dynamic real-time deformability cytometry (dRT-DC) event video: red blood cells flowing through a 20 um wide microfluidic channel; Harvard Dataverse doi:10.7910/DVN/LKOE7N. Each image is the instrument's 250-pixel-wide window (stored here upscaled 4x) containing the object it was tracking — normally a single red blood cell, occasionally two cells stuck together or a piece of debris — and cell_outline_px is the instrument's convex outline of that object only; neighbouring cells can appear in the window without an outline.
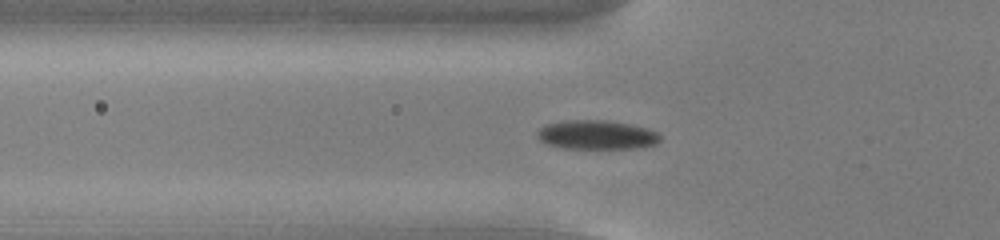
{"species": "common noctule bat (a hibernating species)", "species_latin": "Nyctalus noctula", "temperature_condition": "cold", "stored_images_in_passage": 56, "camera_frame_rate_fps": 3000, "um_per_image_px": 0.085, "animal": {"sex": "male", "body_mass_g": 13.0, "forearm_length_mm": 53.1}, "frame": {"image": 1, "passage_image": 20, "time_ms": 6.333, "image_size_px": [1000, 240], "cell_outline_px": [[660, 140], [656, 144], [636, 148], [564, 148], [548, 144], [540, 140], [536, 132], [540, 128], [548, 124], [564, 120], [608, 120], [648, 128], [656, 132], [660, 136]], "centroid_in_image_um": [50.72, 11.45], "position_along_channel_um": 75.1, "area_um2": 20.69}}
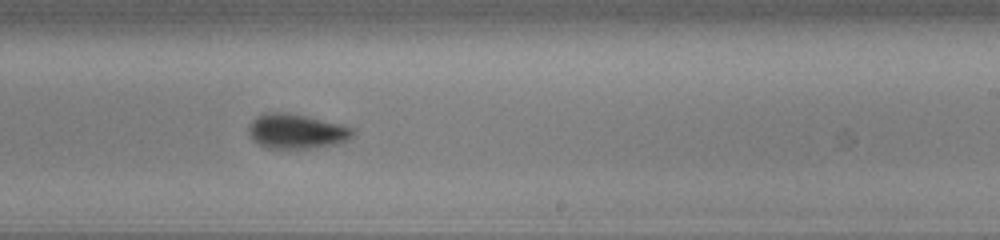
{"frame": {"image": 2, "passage_image": 35, "time_ms": 11.333, "image_size_px": [1000, 240], "cell_outline_px": [[356, 132], [348, 140], [336, 144], [308, 148], [268, 148], [252, 140], [248, 132], [248, 128], [252, 120], [256, 116], [264, 112], [288, 112], [340, 124], [356, 128]], "centroid_in_image_um": [25.2, 11.15], "position_along_channel_um": 263.8, "area_um2": 21.15}}
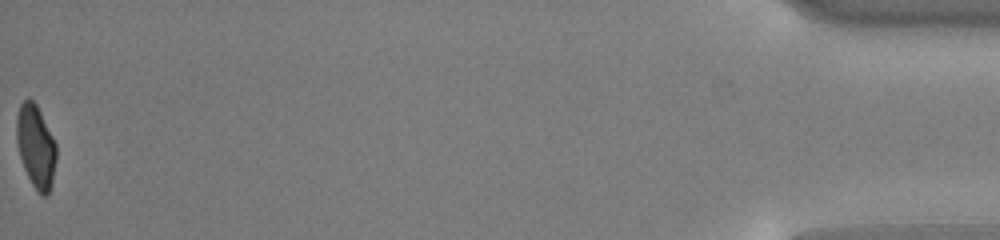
{"frame": {"image": 3, "passage_image": 56, "time_ms": 18.333, "image_size_px": [1000, 240], "cell_outline_px": [[56, 160], [52, 184], [48, 196], [40, 196], [32, 184], [24, 168], [20, 156], [16, 140], [16, 116], [20, 104], [24, 100], [32, 100], [36, 104], [56, 144]], "centroid_in_image_um": [3.04, 12.49], "position_along_channel_um": 432.2, "area_um2": 19.13}, "authors_computed_cell_mechanics": {"area_um2": 20.3167, "velocity_mm_per_s": 3.7828, "shape_relaxation_time_tau1_ms": 3.2955, "shape_relaxation_time_tau2_ms": 1.276, "deformation_change_tau1": 0.1124, "deformation_change_tau2": 0.0519}}